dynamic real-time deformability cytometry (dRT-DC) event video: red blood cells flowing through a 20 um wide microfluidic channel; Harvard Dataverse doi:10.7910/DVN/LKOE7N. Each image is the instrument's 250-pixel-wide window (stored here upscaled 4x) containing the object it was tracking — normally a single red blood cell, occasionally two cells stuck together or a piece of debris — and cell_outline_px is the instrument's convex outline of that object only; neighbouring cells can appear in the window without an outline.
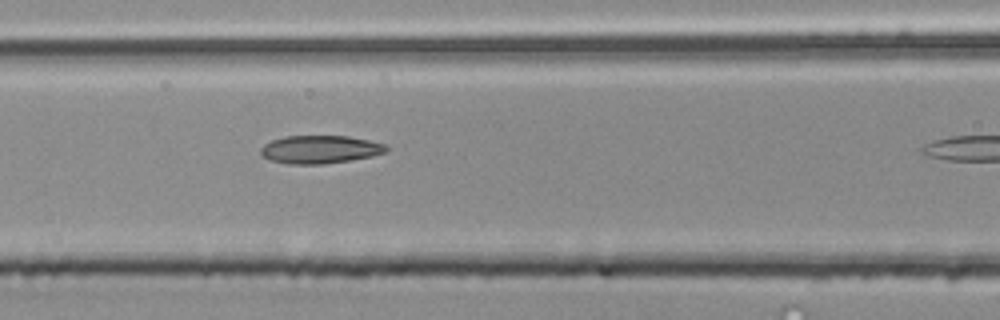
{"species": "common noctule bat (a hibernating species)", "species_latin": "Nyctalus noctula", "temperature_condition": "room temperature", "stored_images_in_passage": 11, "camera_frame_rate_fps": 3000, "um_per_image_px": 0.085, "animal": {"sex": "male", "body_mass_g": 20.4}, "frame": {"image": 1, "passage_image": 10, "time_ms": 3.0, "image_size_px": [1000, 320], "cell_outline_px": [[392, 148], [388, 152], [372, 156], [324, 164], [288, 164], [268, 160], [260, 152], [260, 148], [264, 144], [272, 140], [284, 136], [348, 136], [388, 144]], "centroid_in_image_um": [27.24, 12.7], "position_along_channel_um": 139.4, "area_um2": 20.75}}